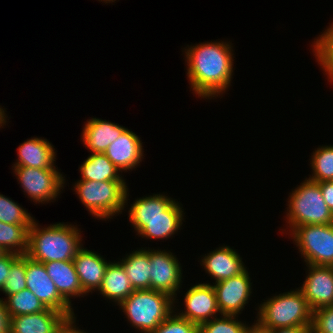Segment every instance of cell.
<instances>
[{
	"mask_svg": "<svg viewBox=\"0 0 333 333\" xmlns=\"http://www.w3.org/2000/svg\"><path fill=\"white\" fill-rule=\"evenodd\" d=\"M18 159L13 166L31 168H56V152L54 146L41 137H31L18 147Z\"/></svg>",
	"mask_w": 333,
	"mask_h": 333,
	"instance_id": "19",
	"label": "cell"
},
{
	"mask_svg": "<svg viewBox=\"0 0 333 333\" xmlns=\"http://www.w3.org/2000/svg\"><path fill=\"white\" fill-rule=\"evenodd\" d=\"M184 310L177 311V315L187 319L198 326L204 322L218 317L221 312L218 308L216 292L212 284L198 283L184 293Z\"/></svg>",
	"mask_w": 333,
	"mask_h": 333,
	"instance_id": "12",
	"label": "cell"
},
{
	"mask_svg": "<svg viewBox=\"0 0 333 333\" xmlns=\"http://www.w3.org/2000/svg\"><path fill=\"white\" fill-rule=\"evenodd\" d=\"M175 313L170 314L151 333H199V326L197 324L181 318Z\"/></svg>",
	"mask_w": 333,
	"mask_h": 333,
	"instance_id": "33",
	"label": "cell"
},
{
	"mask_svg": "<svg viewBox=\"0 0 333 333\" xmlns=\"http://www.w3.org/2000/svg\"><path fill=\"white\" fill-rule=\"evenodd\" d=\"M26 255H20L10 267L2 290L6 297L26 289Z\"/></svg>",
	"mask_w": 333,
	"mask_h": 333,
	"instance_id": "32",
	"label": "cell"
},
{
	"mask_svg": "<svg viewBox=\"0 0 333 333\" xmlns=\"http://www.w3.org/2000/svg\"><path fill=\"white\" fill-rule=\"evenodd\" d=\"M47 274L52 279L59 294L70 304L71 297H83L86 294L82 290L79 277L73 260L52 261L43 263Z\"/></svg>",
	"mask_w": 333,
	"mask_h": 333,
	"instance_id": "20",
	"label": "cell"
},
{
	"mask_svg": "<svg viewBox=\"0 0 333 333\" xmlns=\"http://www.w3.org/2000/svg\"><path fill=\"white\" fill-rule=\"evenodd\" d=\"M242 259L237 251L225 245L205 254L200 264L216 283L242 273L247 268Z\"/></svg>",
	"mask_w": 333,
	"mask_h": 333,
	"instance_id": "17",
	"label": "cell"
},
{
	"mask_svg": "<svg viewBox=\"0 0 333 333\" xmlns=\"http://www.w3.org/2000/svg\"><path fill=\"white\" fill-rule=\"evenodd\" d=\"M75 314L66 316L63 321L58 325L56 333H86L84 330L76 327Z\"/></svg>",
	"mask_w": 333,
	"mask_h": 333,
	"instance_id": "36",
	"label": "cell"
},
{
	"mask_svg": "<svg viewBox=\"0 0 333 333\" xmlns=\"http://www.w3.org/2000/svg\"><path fill=\"white\" fill-rule=\"evenodd\" d=\"M127 128L99 118L85 122L81 140L91 153H104Z\"/></svg>",
	"mask_w": 333,
	"mask_h": 333,
	"instance_id": "18",
	"label": "cell"
},
{
	"mask_svg": "<svg viewBox=\"0 0 333 333\" xmlns=\"http://www.w3.org/2000/svg\"><path fill=\"white\" fill-rule=\"evenodd\" d=\"M35 218L11 198L0 194V222L31 228Z\"/></svg>",
	"mask_w": 333,
	"mask_h": 333,
	"instance_id": "30",
	"label": "cell"
},
{
	"mask_svg": "<svg viewBox=\"0 0 333 333\" xmlns=\"http://www.w3.org/2000/svg\"><path fill=\"white\" fill-rule=\"evenodd\" d=\"M6 110L3 109L1 106H0V128H2L4 125H6V122L8 119H6L8 116L7 114L5 113ZM2 126V127H1Z\"/></svg>",
	"mask_w": 333,
	"mask_h": 333,
	"instance_id": "41",
	"label": "cell"
},
{
	"mask_svg": "<svg viewBox=\"0 0 333 333\" xmlns=\"http://www.w3.org/2000/svg\"><path fill=\"white\" fill-rule=\"evenodd\" d=\"M269 333H311V327H281L269 330Z\"/></svg>",
	"mask_w": 333,
	"mask_h": 333,
	"instance_id": "39",
	"label": "cell"
},
{
	"mask_svg": "<svg viewBox=\"0 0 333 333\" xmlns=\"http://www.w3.org/2000/svg\"><path fill=\"white\" fill-rule=\"evenodd\" d=\"M20 255L14 253H5L0 257V291L3 290L5 281L10 272L11 264L19 257Z\"/></svg>",
	"mask_w": 333,
	"mask_h": 333,
	"instance_id": "35",
	"label": "cell"
},
{
	"mask_svg": "<svg viewBox=\"0 0 333 333\" xmlns=\"http://www.w3.org/2000/svg\"><path fill=\"white\" fill-rule=\"evenodd\" d=\"M150 256V289L176 297L182 287V266L176 256L167 250L149 249Z\"/></svg>",
	"mask_w": 333,
	"mask_h": 333,
	"instance_id": "9",
	"label": "cell"
},
{
	"mask_svg": "<svg viewBox=\"0 0 333 333\" xmlns=\"http://www.w3.org/2000/svg\"><path fill=\"white\" fill-rule=\"evenodd\" d=\"M306 266L308 275L299 289L310 309L333 306V266Z\"/></svg>",
	"mask_w": 333,
	"mask_h": 333,
	"instance_id": "13",
	"label": "cell"
},
{
	"mask_svg": "<svg viewBox=\"0 0 333 333\" xmlns=\"http://www.w3.org/2000/svg\"><path fill=\"white\" fill-rule=\"evenodd\" d=\"M128 187L125 181L78 180L74 190L81 203L96 219H113L128 205Z\"/></svg>",
	"mask_w": 333,
	"mask_h": 333,
	"instance_id": "5",
	"label": "cell"
},
{
	"mask_svg": "<svg viewBox=\"0 0 333 333\" xmlns=\"http://www.w3.org/2000/svg\"><path fill=\"white\" fill-rule=\"evenodd\" d=\"M286 223L290 233L300 225H322L333 223V213L322 197L317 182L305 179L300 186L289 193Z\"/></svg>",
	"mask_w": 333,
	"mask_h": 333,
	"instance_id": "6",
	"label": "cell"
},
{
	"mask_svg": "<svg viewBox=\"0 0 333 333\" xmlns=\"http://www.w3.org/2000/svg\"><path fill=\"white\" fill-rule=\"evenodd\" d=\"M244 333H269V330L266 328H263L261 325H259L257 322L253 323V325H248Z\"/></svg>",
	"mask_w": 333,
	"mask_h": 333,
	"instance_id": "40",
	"label": "cell"
},
{
	"mask_svg": "<svg viewBox=\"0 0 333 333\" xmlns=\"http://www.w3.org/2000/svg\"><path fill=\"white\" fill-rule=\"evenodd\" d=\"M312 51L315 53L318 64L324 70L327 78L333 82V22L319 35L311 46Z\"/></svg>",
	"mask_w": 333,
	"mask_h": 333,
	"instance_id": "28",
	"label": "cell"
},
{
	"mask_svg": "<svg viewBox=\"0 0 333 333\" xmlns=\"http://www.w3.org/2000/svg\"><path fill=\"white\" fill-rule=\"evenodd\" d=\"M108 300L119 305L133 291L134 288L128 279L125 270L118 261L110 262L106 268L103 283L98 290Z\"/></svg>",
	"mask_w": 333,
	"mask_h": 333,
	"instance_id": "22",
	"label": "cell"
},
{
	"mask_svg": "<svg viewBox=\"0 0 333 333\" xmlns=\"http://www.w3.org/2000/svg\"><path fill=\"white\" fill-rule=\"evenodd\" d=\"M73 261L83 292L88 295L87 293L98 291L111 261L108 262L101 254L83 246L77 251Z\"/></svg>",
	"mask_w": 333,
	"mask_h": 333,
	"instance_id": "16",
	"label": "cell"
},
{
	"mask_svg": "<svg viewBox=\"0 0 333 333\" xmlns=\"http://www.w3.org/2000/svg\"><path fill=\"white\" fill-rule=\"evenodd\" d=\"M311 333H333V306L312 311Z\"/></svg>",
	"mask_w": 333,
	"mask_h": 333,
	"instance_id": "34",
	"label": "cell"
},
{
	"mask_svg": "<svg viewBox=\"0 0 333 333\" xmlns=\"http://www.w3.org/2000/svg\"><path fill=\"white\" fill-rule=\"evenodd\" d=\"M175 201L163 194L137 198L128 210L129 219H143L166 216V209Z\"/></svg>",
	"mask_w": 333,
	"mask_h": 333,
	"instance_id": "25",
	"label": "cell"
},
{
	"mask_svg": "<svg viewBox=\"0 0 333 333\" xmlns=\"http://www.w3.org/2000/svg\"><path fill=\"white\" fill-rule=\"evenodd\" d=\"M213 284L221 315L239 316L253 291L249 272L245 269L237 276Z\"/></svg>",
	"mask_w": 333,
	"mask_h": 333,
	"instance_id": "11",
	"label": "cell"
},
{
	"mask_svg": "<svg viewBox=\"0 0 333 333\" xmlns=\"http://www.w3.org/2000/svg\"><path fill=\"white\" fill-rule=\"evenodd\" d=\"M28 239L29 229L25 225L0 222V247L6 253L26 255Z\"/></svg>",
	"mask_w": 333,
	"mask_h": 333,
	"instance_id": "26",
	"label": "cell"
},
{
	"mask_svg": "<svg viewBox=\"0 0 333 333\" xmlns=\"http://www.w3.org/2000/svg\"><path fill=\"white\" fill-rule=\"evenodd\" d=\"M72 224L55 223L40 228L34 219L29 229L27 256L46 263L73 260L83 246L80 229Z\"/></svg>",
	"mask_w": 333,
	"mask_h": 333,
	"instance_id": "2",
	"label": "cell"
},
{
	"mask_svg": "<svg viewBox=\"0 0 333 333\" xmlns=\"http://www.w3.org/2000/svg\"><path fill=\"white\" fill-rule=\"evenodd\" d=\"M66 315L53 309L10 317V333H56Z\"/></svg>",
	"mask_w": 333,
	"mask_h": 333,
	"instance_id": "21",
	"label": "cell"
},
{
	"mask_svg": "<svg viewBox=\"0 0 333 333\" xmlns=\"http://www.w3.org/2000/svg\"><path fill=\"white\" fill-rule=\"evenodd\" d=\"M317 183L320 186L325 203L333 213V181H322Z\"/></svg>",
	"mask_w": 333,
	"mask_h": 333,
	"instance_id": "37",
	"label": "cell"
},
{
	"mask_svg": "<svg viewBox=\"0 0 333 333\" xmlns=\"http://www.w3.org/2000/svg\"><path fill=\"white\" fill-rule=\"evenodd\" d=\"M80 180L125 181L117 167L104 153H91L79 167Z\"/></svg>",
	"mask_w": 333,
	"mask_h": 333,
	"instance_id": "24",
	"label": "cell"
},
{
	"mask_svg": "<svg viewBox=\"0 0 333 333\" xmlns=\"http://www.w3.org/2000/svg\"><path fill=\"white\" fill-rule=\"evenodd\" d=\"M23 192L37 203L53 202L64 188L65 176L57 168H31L12 166ZM62 189V190H61Z\"/></svg>",
	"mask_w": 333,
	"mask_h": 333,
	"instance_id": "8",
	"label": "cell"
},
{
	"mask_svg": "<svg viewBox=\"0 0 333 333\" xmlns=\"http://www.w3.org/2000/svg\"><path fill=\"white\" fill-rule=\"evenodd\" d=\"M262 303L258 306L256 322L263 328L272 330L312 325V310L299 288L273 295Z\"/></svg>",
	"mask_w": 333,
	"mask_h": 333,
	"instance_id": "3",
	"label": "cell"
},
{
	"mask_svg": "<svg viewBox=\"0 0 333 333\" xmlns=\"http://www.w3.org/2000/svg\"><path fill=\"white\" fill-rule=\"evenodd\" d=\"M188 46V48H187ZM184 48L187 78L198 97H219L231 85L234 67L232 44L220 41L203 42Z\"/></svg>",
	"mask_w": 333,
	"mask_h": 333,
	"instance_id": "1",
	"label": "cell"
},
{
	"mask_svg": "<svg viewBox=\"0 0 333 333\" xmlns=\"http://www.w3.org/2000/svg\"><path fill=\"white\" fill-rule=\"evenodd\" d=\"M6 252L0 247V257L4 255Z\"/></svg>",
	"mask_w": 333,
	"mask_h": 333,
	"instance_id": "43",
	"label": "cell"
},
{
	"mask_svg": "<svg viewBox=\"0 0 333 333\" xmlns=\"http://www.w3.org/2000/svg\"><path fill=\"white\" fill-rule=\"evenodd\" d=\"M176 200L166 209V216L129 219L137 235L145 239H165L173 236L182 227L184 209Z\"/></svg>",
	"mask_w": 333,
	"mask_h": 333,
	"instance_id": "14",
	"label": "cell"
},
{
	"mask_svg": "<svg viewBox=\"0 0 333 333\" xmlns=\"http://www.w3.org/2000/svg\"><path fill=\"white\" fill-rule=\"evenodd\" d=\"M26 286L49 309L74 314V309L57 290L56 285L47 274L42 262L32 260L26 255Z\"/></svg>",
	"mask_w": 333,
	"mask_h": 333,
	"instance_id": "10",
	"label": "cell"
},
{
	"mask_svg": "<svg viewBox=\"0 0 333 333\" xmlns=\"http://www.w3.org/2000/svg\"><path fill=\"white\" fill-rule=\"evenodd\" d=\"M305 265L333 266V223L300 225L290 234Z\"/></svg>",
	"mask_w": 333,
	"mask_h": 333,
	"instance_id": "7",
	"label": "cell"
},
{
	"mask_svg": "<svg viewBox=\"0 0 333 333\" xmlns=\"http://www.w3.org/2000/svg\"><path fill=\"white\" fill-rule=\"evenodd\" d=\"M0 333H10V316L3 298H0Z\"/></svg>",
	"mask_w": 333,
	"mask_h": 333,
	"instance_id": "38",
	"label": "cell"
},
{
	"mask_svg": "<svg viewBox=\"0 0 333 333\" xmlns=\"http://www.w3.org/2000/svg\"><path fill=\"white\" fill-rule=\"evenodd\" d=\"M237 318L235 315L213 318L199 325V333H244L248 324L238 321Z\"/></svg>",
	"mask_w": 333,
	"mask_h": 333,
	"instance_id": "31",
	"label": "cell"
},
{
	"mask_svg": "<svg viewBox=\"0 0 333 333\" xmlns=\"http://www.w3.org/2000/svg\"><path fill=\"white\" fill-rule=\"evenodd\" d=\"M119 308L131 326L140 333H151L170 314L177 311L173 297L152 289L134 290L119 304Z\"/></svg>",
	"mask_w": 333,
	"mask_h": 333,
	"instance_id": "4",
	"label": "cell"
},
{
	"mask_svg": "<svg viewBox=\"0 0 333 333\" xmlns=\"http://www.w3.org/2000/svg\"><path fill=\"white\" fill-rule=\"evenodd\" d=\"M6 298L4 301L10 317L29 315L47 309L28 288L8 295Z\"/></svg>",
	"mask_w": 333,
	"mask_h": 333,
	"instance_id": "27",
	"label": "cell"
},
{
	"mask_svg": "<svg viewBox=\"0 0 333 333\" xmlns=\"http://www.w3.org/2000/svg\"><path fill=\"white\" fill-rule=\"evenodd\" d=\"M130 280L134 290L150 289L149 248L134 250L119 262Z\"/></svg>",
	"mask_w": 333,
	"mask_h": 333,
	"instance_id": "23",
	"label": "cell"
},
{
	"mask_svg": "<svg viewBox=\"0 0 333 333\" xmlns=\"http://www.w3.org/2000/svg\"><path fill=\"white\" fill-rule=\"evenodd\" d=\"M143 144L140 137L128 128L113 143H111L104 154L123 173L132 171L142 162ZM139 164V165H138Z\"/></svg>",
	"mask_w": 333,
	"mask_h": 333,
	"instance_id": "15",
	"label": "cell"
},
{
	"mask_svg": "<svg viewBox=\"0 0 333 333\" xmlns=\"http://www.w3.org/2000/svg\"><path fill=\"white\" fill-rule=\"evenodd\" d=\"M99 1H101V2L103 1L106 4V3L115 2L116 0H99Z\"/></svg>",
	"mask_w": 333,
	"mask_h": 333,
	"instance_id": "42",
	"label": "cell"
},
{
	"mask_svg": "<svg viewBox=\"0 0 333 333\" xmlns=\"http://www.w3.org/2000/svg\"><path fill=\"white\" fill-rule=\"evenodd\" d=\"M314 151L310 160L313 173L307 179L314 182L333 181V145L320 146Z\"/></svg>",
	"mask_w": 333,
	"mask_h": 333,
	"instance_id": "29",
	"label": "cell"
}]
</instances>
